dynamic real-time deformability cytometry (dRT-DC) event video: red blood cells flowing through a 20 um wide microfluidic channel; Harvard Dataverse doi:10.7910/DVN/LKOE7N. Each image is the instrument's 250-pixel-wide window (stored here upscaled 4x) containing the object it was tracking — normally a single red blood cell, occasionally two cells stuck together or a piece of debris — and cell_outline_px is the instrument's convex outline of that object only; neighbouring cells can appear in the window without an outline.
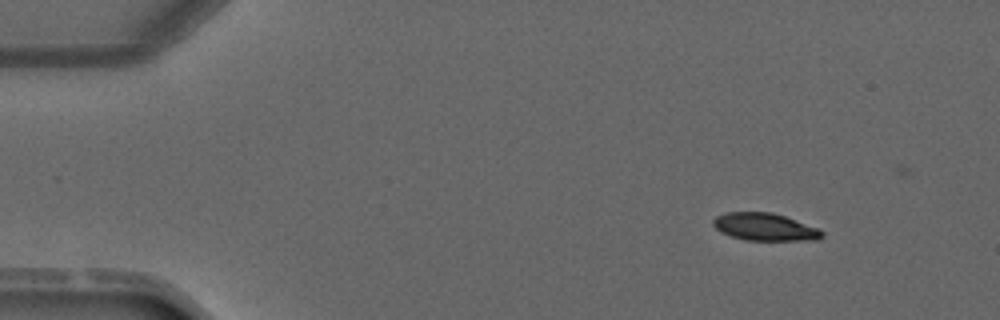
{"species": "common noctule bat (a hibernating species)", "species_latin": "Nyctalus noctula", "temperature_condition": "warm", "stored_images_in_passage": 3, "camera_frame_rate_fps": 3000, "um_per_image_px": 0.085, "animal": {"sex": "male", "forearm_length_mm": 52.5}, "frame": {"image": 1, "passage_image": 1, "time_ms": 0.0, "image_size_px": [1000, 320], "cell_outline_px": [[824, 236], [820, 240], [744, 240], [720, 232], [712, 224], [712, 220], [716, 216], [728, 212], [772, 212], [820, 228], [824, 232]], "centroid_in_image_um": [65.04, 19.29], "position_along_channel_um": 20.0, "area_um2": 17.57}}
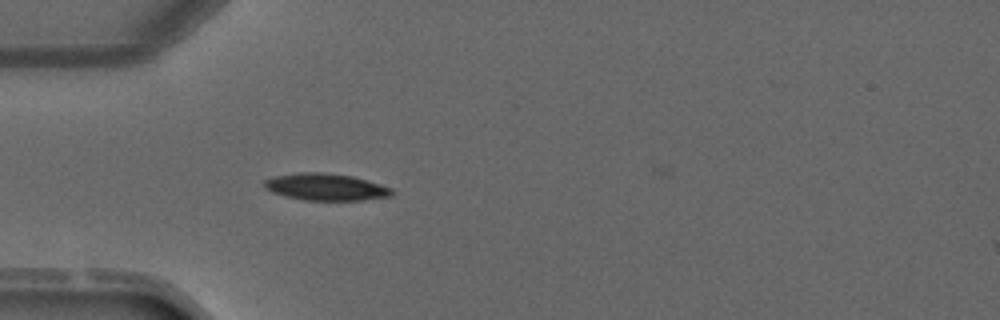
{"frame": {"image": 2, "passage_image": 3, "time_ms": 2.667, "image_size_px": [1000, 320], "cell_outline_px": [[396, 192], [392, 196], [360, 200], [304, 200], [272, 192], [264, 188], [264, 180], [276, 176], [300, 172], [324, 172], [352, 176], [368, 180], [392, 188]], "centroid_in_image_um": [27.73, 15.89], "position_along_channel_um": 57.3, "area_um2": 20.0}}